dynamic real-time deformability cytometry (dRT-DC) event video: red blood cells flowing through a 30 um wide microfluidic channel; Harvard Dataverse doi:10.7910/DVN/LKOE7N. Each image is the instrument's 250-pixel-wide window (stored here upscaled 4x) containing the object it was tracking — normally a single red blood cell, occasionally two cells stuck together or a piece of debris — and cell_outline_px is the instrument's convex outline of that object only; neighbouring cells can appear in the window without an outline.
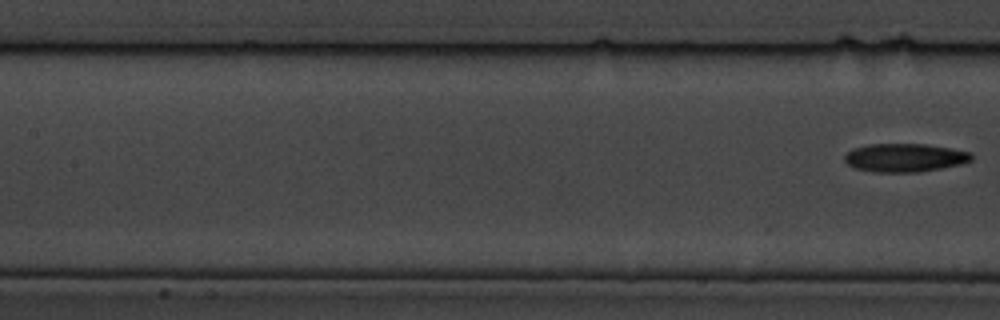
{"species": "common noctule bat (a hibernating species)", "species_latin": "Nyctalus noctula", "temperature_condition": "cold", "stored_images_in_passage": 8, "segment_of_instrument_passage": [2, 2], "camera_frame_rate_fps": 3000, "um_per_image_px": 0.085, "animal": {"sex": "male", "body_mass_g": 19.5, "forearm_length_mm": 54.6}, "frame": {"image": 1, "passage_image": 8, "time_ms": 9.333, "image_size_px": [1000, 320], "cell_outline_px": [[972, 160], [964, 164], [920, 172], [872, 172], [852, 168], [844, 160], [844, 156], [852, 148], [868, 144], [928, 144], [952, 148], [972, 152]], "centroid_in_image_um": [76.92, 13.4], "position_along_channel_um": 130.5, "area_um2": 21.39}}